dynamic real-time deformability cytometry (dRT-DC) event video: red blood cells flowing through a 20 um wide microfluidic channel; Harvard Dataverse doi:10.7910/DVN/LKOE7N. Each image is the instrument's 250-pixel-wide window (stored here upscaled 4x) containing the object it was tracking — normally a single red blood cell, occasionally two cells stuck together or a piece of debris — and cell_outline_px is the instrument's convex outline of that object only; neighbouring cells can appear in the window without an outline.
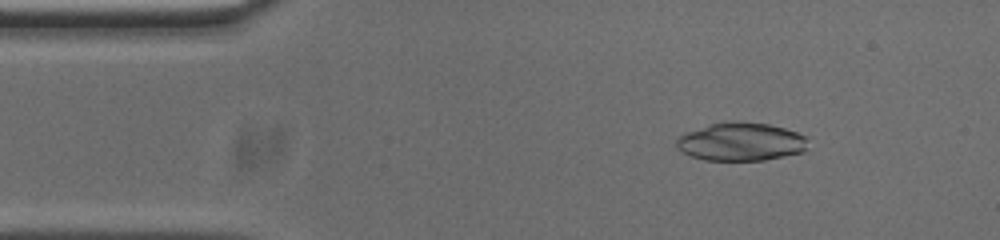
{"species": "common noctule bat (a hibernating species)", "species_latin": "Nyctalus noctula", "temperature_condition": "cold", "stored_images_in_passage": 53, "camera_frame_rate_fps": 3000, "um_per_image_px": 0.085, "animal": {"sex": "male", "body_mass_g": 20.0, "forearm_length_mm": 53.3}, "frame": {"image": 1, "passage_image": 7, "time_ms": 2.0, "image_size_px": [1000, 240], "cell_outline_px": [[804, 152], [764, 160], [704, 160], [692, 156], [676, 148], [676, 140], [684, 132], [708, 124], [768, 124], [784, 128], [796, 132], [804, 136]], "centroid_in_image_um": [62.92, 12.08], "position_along_channel_um": 22.1, "area_um2": 28.32}}